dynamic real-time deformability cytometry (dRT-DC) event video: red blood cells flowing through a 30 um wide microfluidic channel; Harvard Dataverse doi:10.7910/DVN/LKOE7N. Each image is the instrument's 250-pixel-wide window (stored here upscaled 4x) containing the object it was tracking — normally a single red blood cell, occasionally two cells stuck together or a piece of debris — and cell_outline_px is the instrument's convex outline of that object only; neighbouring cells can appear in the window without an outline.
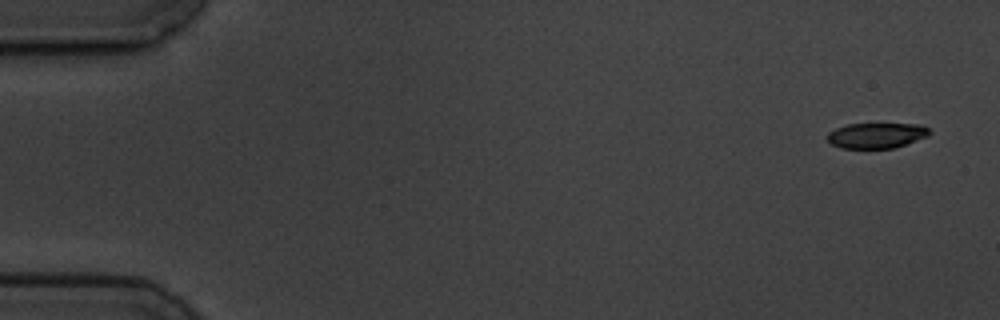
{"species": "common noctule bat (a hibernating species)", "species_latin": "Nyctalus noctula", "temperature_condition": "cold", "stored_images_in_passage": 7, "camera_frame_rate_fps": 3000, "um_per_image_px": 0.085, "animal": {"sex": "male", "body_mass_g": 19.5, "forearm_length_mm": 54.6}, "frame": {"image": 1, "passage_image": 1, "time_ms": 0.0, "image_size_px": [1000, 320], "cell_outline_px": [[932, 132], [928, 136], [892, 148], [840, 148], [832, 144], [824, 136], [828, 132], [836, 128], [848, 124], [924, 124]], "centroid_in_image_um": [74.48, 11.5], "position_along_channel_um": 10.5, "area_um2": 15.14}}
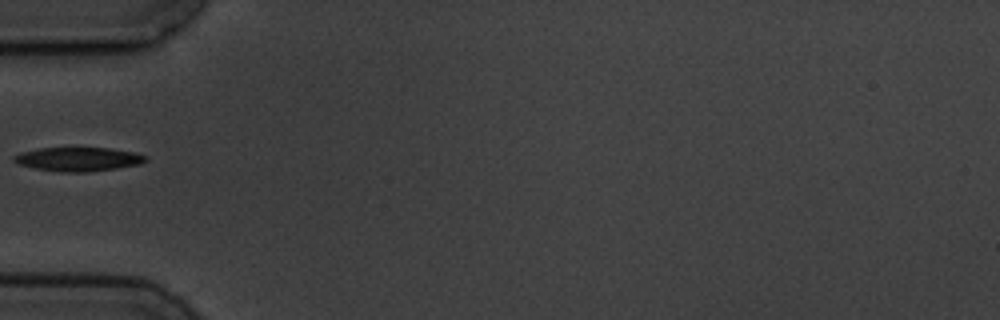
{"frame": {"image": 2, "passage_image": 6, "time_ms": 5.667, "image_size_px": [1000, 320], "cell_outline_px": [[148, 160], [140, 164], [116, 168], [84, 172], [60, 172], [36, 168], [20, 164], [12, 160], [12, 156], [24, 152], [40, 148], [112, 148], [136, 152], [148, 156]], "centroid_in_image_um": [6.71, 13.52], "position_along_channel_um": 78.3, "area_um2": 18.26}}
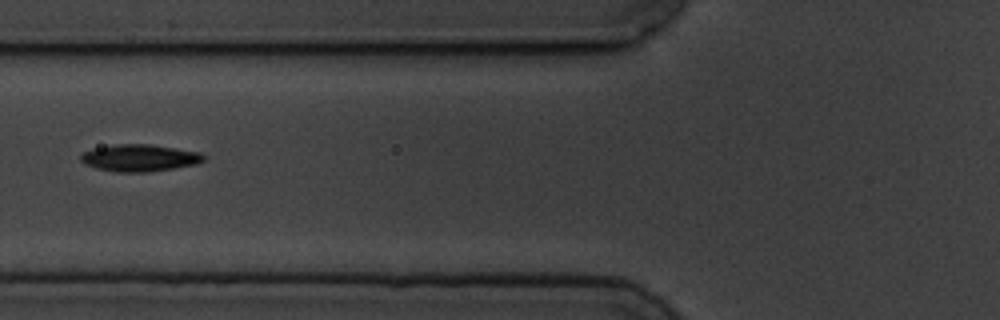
{"frame": {"image": 3, "passage_image": 7, "time_ms": 6.667, "image_size_px": [1000, 320], "cell_outline_px": [[208, 156], [204, 160], [196, 164], [176, 168], [148, 172], [116, 172], [96, 168], [84, 164], [80, 160], [80, 156], [84, 152], [96, 148], [116, 144], [152, 144], [200, 152]], "centroid_in_image_um": [11.9, 13.42], "position_along_channel_um": 113.9, "area_um2": 19.48}}